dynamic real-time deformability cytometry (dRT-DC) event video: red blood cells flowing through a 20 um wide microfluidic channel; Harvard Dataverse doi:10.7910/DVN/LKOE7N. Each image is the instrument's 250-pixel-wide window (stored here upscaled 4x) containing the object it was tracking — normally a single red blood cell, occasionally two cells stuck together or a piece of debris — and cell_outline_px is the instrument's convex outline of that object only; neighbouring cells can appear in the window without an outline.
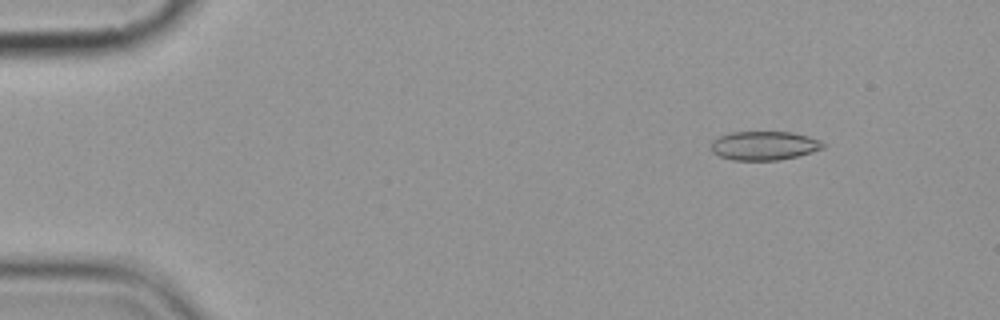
{"species": "common noctule bat (a hibernating species)", "species_latin": "Nyctalus noctula", "temperature_condition": "cold", "stored_images_in_passage": 5, "camera_frame_rate_fps": 3000, "um_per_image_px": 0.085, "animal": {"sex": "female", "body_mass_g": 19.9}, "frame": {"image": 1, "passage_image": 2, "time_ms": 1.333, "image_size_px": [1000, 320], "cell_outline_px": [[824, 148], [812, 152], [796, 156], [776, 160], [732, 160], [720, 156], [712, 152], [712, 140], [720, 136], [732, 132], [792, 132], [808, 136], [820, 140], [824, 144]], "centroid_in_image_um": [64.95, 12.37], "position_along_channel_um": 20.0, "area_um2": 18.73}}